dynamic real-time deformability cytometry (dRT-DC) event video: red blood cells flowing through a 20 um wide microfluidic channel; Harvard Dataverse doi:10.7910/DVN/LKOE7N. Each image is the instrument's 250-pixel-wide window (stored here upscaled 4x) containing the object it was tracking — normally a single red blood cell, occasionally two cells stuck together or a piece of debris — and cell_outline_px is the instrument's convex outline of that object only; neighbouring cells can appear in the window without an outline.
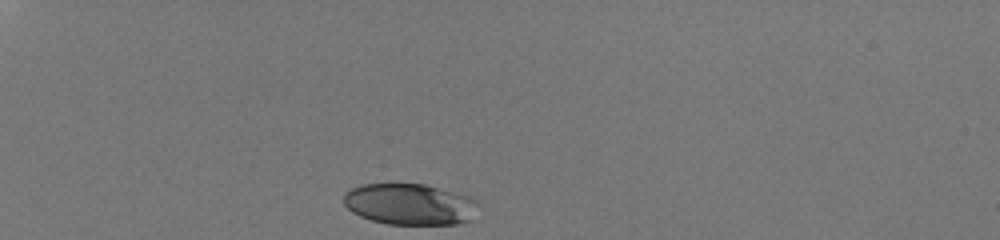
{"species": "human", "species_latin": "Homo sapiens", "temperature_condition": "room temperature", "stored_images_in_passage": 32, "camera_frame_rate_fps": 3000, "um_per_image_px": 0.085, "donor": {"sex": "male"}, "frame": {"image": 1, "passage_image": 1, "time_ms": 0.0, "image_size_px": [1000, 240], "cell_outline_px": [[472, 220], [456, 224], [388, 224], [372, 220], [360, 216], [352, 212], [344, 204], [344, 192], [352, 188], [364, 184], [424, 184], [468, 196], [472, 200]], "centroid_in_image_um": [34.73, 17.36], "position_along_channel_um": 50.3, "area_um2": 31.67}}
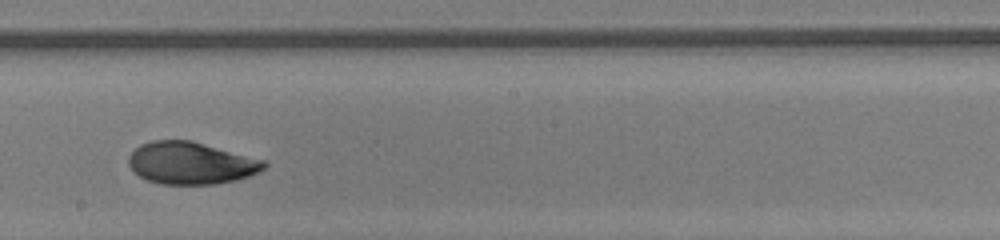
{"frame": {"image": 2, "passage_image": 19, "time_ms": 6.0, "image_size_px": [1000, 240], "cell_outline_px": [[268, 164], [264, 168], [248, 176], [232, 180], [212, 184], [160, 184], [148, 180], [140, 176], [128, 164], [128, 156], [140, 144], [152, 140], [192, 140], [264, 160]], "centroid_in_image_um": [16.2, 13.84], "position_along_channel_um": 232.0, "area_um2": 33.0}}
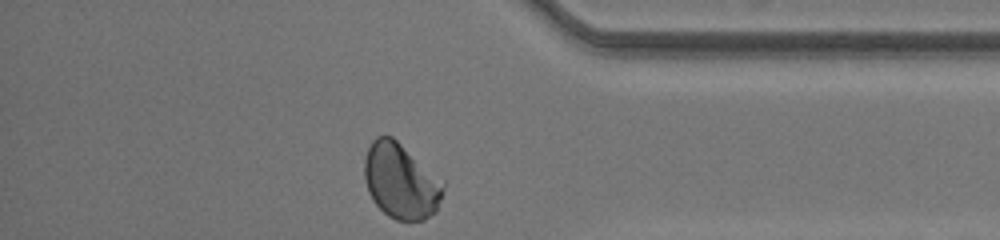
{"frame": {"image": 3, "passage_image": 32, "time_ms": 10.333, "image_size_px": [1000, 240], "cell_outline_px": [[444, 188], [436, 212], [424, 220], [396, 220], [388, 216], [372, 200], [368, 192], [364, 176], [364, 160], [368, 148], [372, 140], [376, 136], [392, 136], [444, 180]], "centroid_in_image_um": [34.07, 15.39], "position_along_channel_um": 401.1, "area_um2": 34.74}, "authors_computed_cell_mechanics": {"area_um2": 33.0038, "velocity_mm_per_s": 4.0734, "shape_relaxation_time_tau1_ms": 5.9816, "shape_relaxation_time_tau2_ms": 0.9682, "deformation_change_tau1": 0.174, "deformation_change_tau2": 0.0451}}